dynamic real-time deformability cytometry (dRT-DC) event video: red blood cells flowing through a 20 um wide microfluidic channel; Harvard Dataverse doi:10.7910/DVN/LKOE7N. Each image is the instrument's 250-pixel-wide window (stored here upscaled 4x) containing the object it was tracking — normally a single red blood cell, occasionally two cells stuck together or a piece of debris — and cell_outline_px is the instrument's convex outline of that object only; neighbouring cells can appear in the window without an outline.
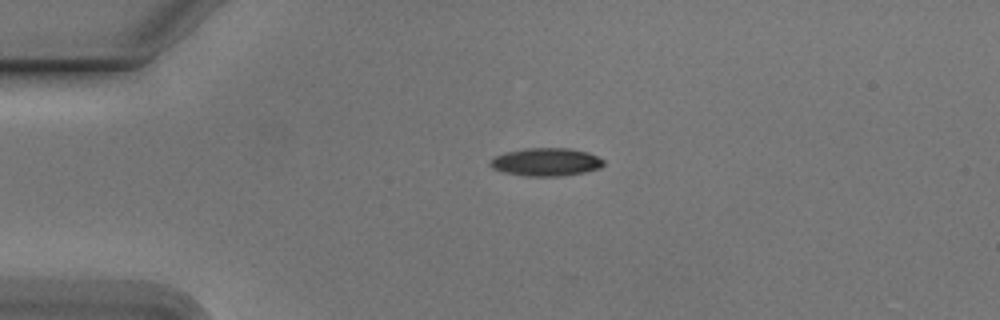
{"species": "Egyptian fruit bat (a non-hibernating species)", "species_latin": "Rousettus aegyptiacus", "temperature_condition": "cold", "stored_images_in_passage": 43, "camera_frame_rate_fps": 3000, "um_per_image_px": 0.085, "animal": {"sex": "male"}, "frame": {"image": 1, "passage_image": 1, "time_ms": 0.0, "image_size_px": [1000, 320], "cell_outline_px": [[604, 164], [596, 168], [580, 172], [512, 172], [496, 168], [492, 164], [492, 160], [500, 156], [512, 152], [540, 148], [556, 148], [584, 152], [596, 156]], "centroid_in_image_um": [46.5, 13.69], "position_along_channel_um": 38.5, "area_um2": 15.32}}
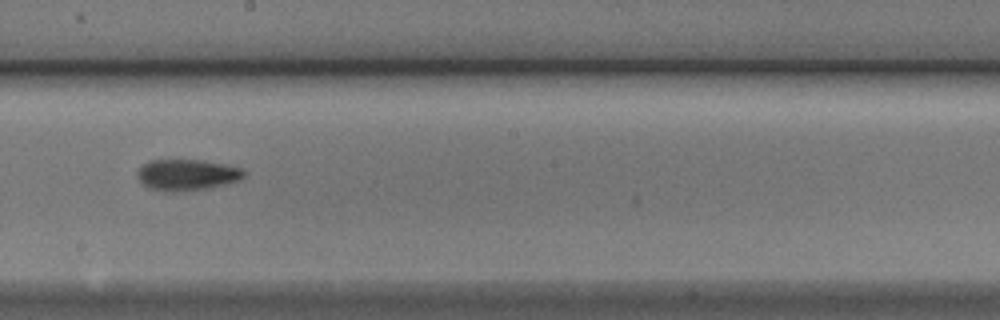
{"frame": {"image": 2, "passage_image": 19, "time_ms": 6.0, "image_size_px": [1000, 320], "cell_outline_px": [[240, 176], [232, 180], [192, 188], [164, 188], [148, 184], [140, 176], [140, 168], [148, 164], [160, 160], [184, 160], [212, 164], [236, 168], [240, 172]], "centroid_in_image_um": [15.81, 14.79], "position_along_channel_um": 232.4, "area_um2": 15.55}}
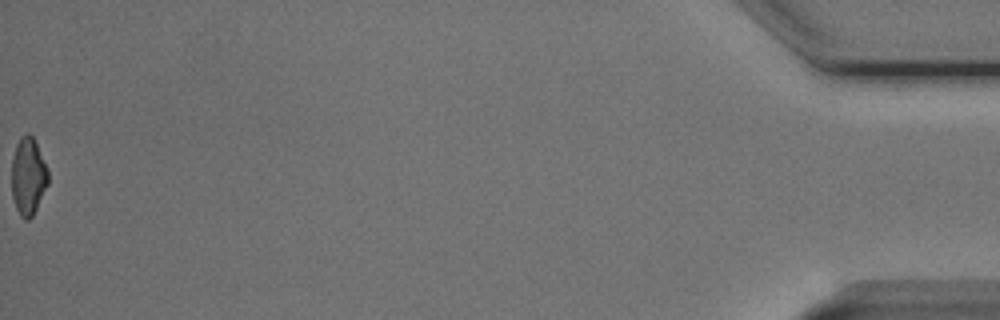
{"frame": {"image": 3, "passage_image": 43, "time_ms": 14.0, "image_size_px": [1000, 320], "cell_outline_px": [[48, 184], [32, 216], [28, 220], [16, 208], [12, 192], [12, 160], [16, 148], [20, 140], [24, 136], [32, 136], [36, 144], [48, 172]], "centroid_in_image_um": [2.4, 15.02], "position_along_channel_um": 432.8, "area_um2": 15.55}, "authors_computed_cell_mechanics": {"area_um2": 15.317, "velocity_mm_per_s": 3.7874, "shape_relaxation_time_tau1_ms": null, "shape_relaxation_time_tau2_ms": 2.5032, "deformation_change_tau1": null, "deformation_change_tau2": 0.1182}}